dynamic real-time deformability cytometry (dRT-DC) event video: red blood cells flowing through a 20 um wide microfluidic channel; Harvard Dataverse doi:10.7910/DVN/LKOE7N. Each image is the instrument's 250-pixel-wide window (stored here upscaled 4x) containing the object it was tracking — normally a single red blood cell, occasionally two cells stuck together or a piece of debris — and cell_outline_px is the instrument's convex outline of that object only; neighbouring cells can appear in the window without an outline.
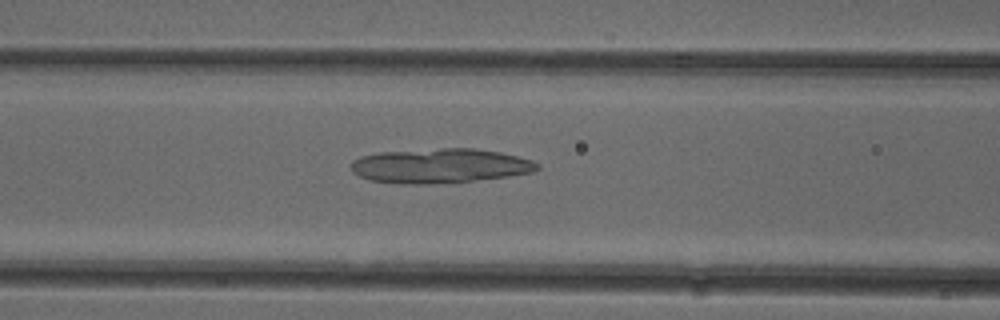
{"species": "common noctule bat (a hibernating species)", "species_latin": "Nyctalus noctula", "temperature_condition": "cold", "stored_images_in_passage": 51, "camera_frame_rate_fps": 3000, "um_per_image_px": 0.085, "animal": {"sex": "female"}, "frame": {"image": 1, "passage_image": 21, "time_ms": 6.667, "image_size_px": [1000, 320], "cell_outline_px": [[540, 168], [532, 172], [508, 176], [472, 180], [428, 184], [396, 184], [372, 180], [360, 176], [352, 172], [348, 164], [352, 160], [360, 156], [376, 152], [444, 148], [476, 148], [500, 152], [532, 160], [540, 164]], "centroid_in_image_um": [37.34, 14.08], "position_along_channel_um": 129.3, "area_um2": 37.63}}
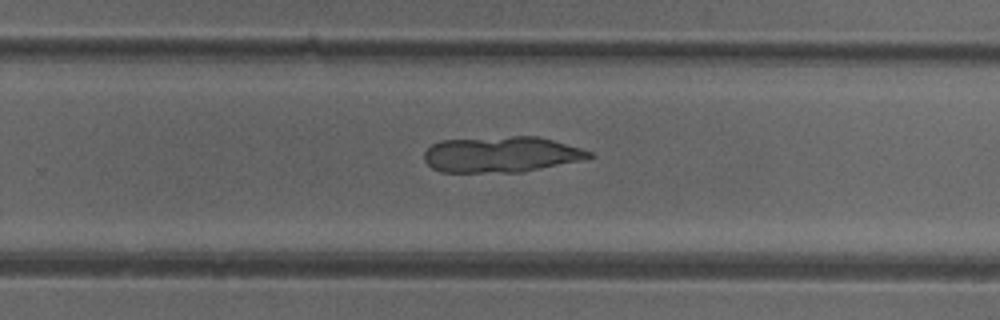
{"frame": {"image": 2, "passage_image": 33, "time_ms": 10.667, "image_size_px": [1000, 320], "cell_outline_px": [[596, 156], [580, 160], [520, 172], [440, 172], [432, 168], [424, 160], [424, 152], [432, 144], [440, 140], [512, 136], [536, 136], [552, 140], [580, 148], [592, 152]], "centroid_in_image_um": [42.56, 13.12], "position_along_channel_um": 287.2, "area_um2": 34.28}}
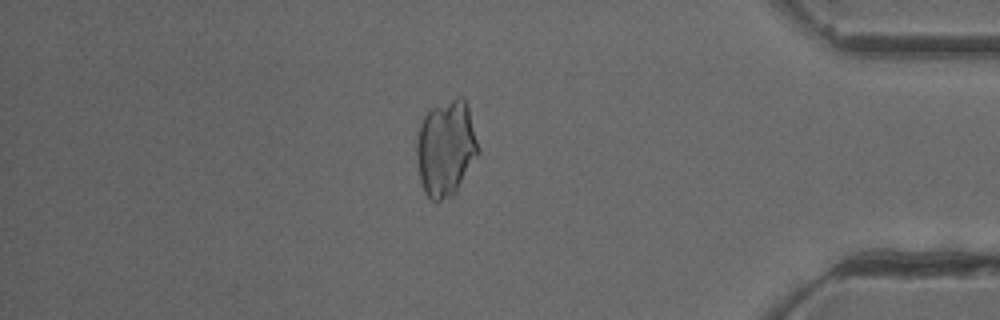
{"frame": {"image": 3, "passage_image": 44, "time_ms": 14.333, "image_size_px": [1000, 320], "cell_outline_px": [[480, 152], [456, 192], [452, 196], [440, 200], [432, 200], [424, 192], [420, 180], [416, 160], [416, 140], [420, 124], [424, 116], [432, 108], [456, 96], [460, 96], [468, 104], [480, 148]], "centroid_in_image_um": [37.91, 12.59], "position_along_channel_um": 397.3, "area_um2": 34.85}}